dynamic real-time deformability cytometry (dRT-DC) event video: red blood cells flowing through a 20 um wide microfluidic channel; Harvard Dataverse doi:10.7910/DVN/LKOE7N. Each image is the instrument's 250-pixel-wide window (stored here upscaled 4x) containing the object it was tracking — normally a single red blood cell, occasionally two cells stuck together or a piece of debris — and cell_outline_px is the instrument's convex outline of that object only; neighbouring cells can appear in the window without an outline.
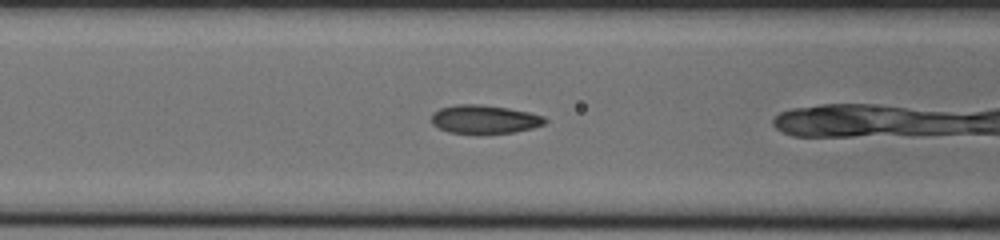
{"species": "common noctule bat (a hibernating species)", "species_latin": "Nyctalus noctula", "temperature_condition": "cold", "stored_images_in_passage": 5, "camera_frame_rate_fps": 3000, "um_per_image_px": 0.085, "animal": {"sex": "male", "body_mass_g": 20.0, "forearm_length_mm": 53.3}, "frame": {"image": 1, "passage_image": 4, "time_ms": 1.0, "image_size_px": [1000, 240], "cell_outline_px": [[548, 120], [544, 124], [532, 128], [512, 132], [448, 132], [432, 124], [432, 112], [440, 108], [456, 104], [480, 104], [508, 108], [528, 112], [544, 116]], "centroid_in_image_um": [41.17, 10.11], "position_along_channel_um": 125.4, "area_um2": 18.5}}